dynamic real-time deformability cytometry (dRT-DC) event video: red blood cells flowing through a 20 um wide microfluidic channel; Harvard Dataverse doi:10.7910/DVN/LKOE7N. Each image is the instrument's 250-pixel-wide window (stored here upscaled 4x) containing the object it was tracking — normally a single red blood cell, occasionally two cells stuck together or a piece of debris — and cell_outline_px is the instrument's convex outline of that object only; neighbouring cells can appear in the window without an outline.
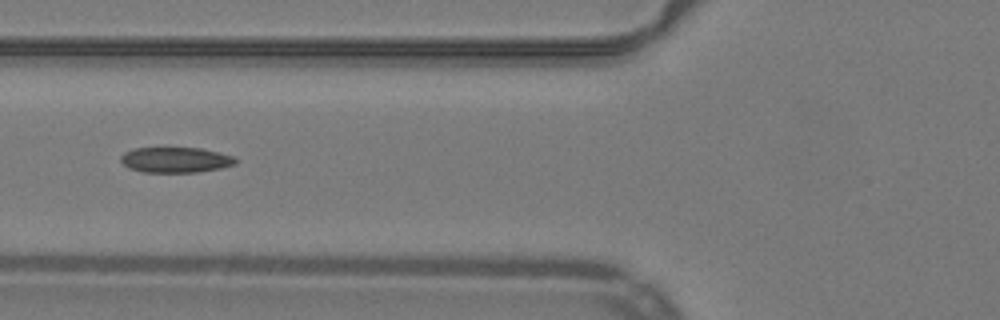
{"species": "common noctule bat (a hibernating species)", "species_latin": "Nyctalus noctula", "temperature_condition": "warm", "stored_images_in_passage": 52, "segment_of_instrument_passage": [2, 2], "camera_frame_rate_fps": 3000, "um_per_image_px": 0.085, "animal": {"sex": "male", "body_mass_g": 19.2, "forearm_length_mm": 51.8}, "frame": {"image": 1, "passage_image": 21, "time_ms": 6.667, "image_size_px": [1000, 320], "cell_outline_px": [[236, 164], [220, 168], [196, 172], [144, 172], [128, 168], [120, 160], [120, 156], [124, 152], [132, 148], [200, 148], [232, 156], [236, 160]], "centroid_in_image_um": [14.87, 13.59], "position_along_channel_um": 110.9, "area_um2": 16.88}}
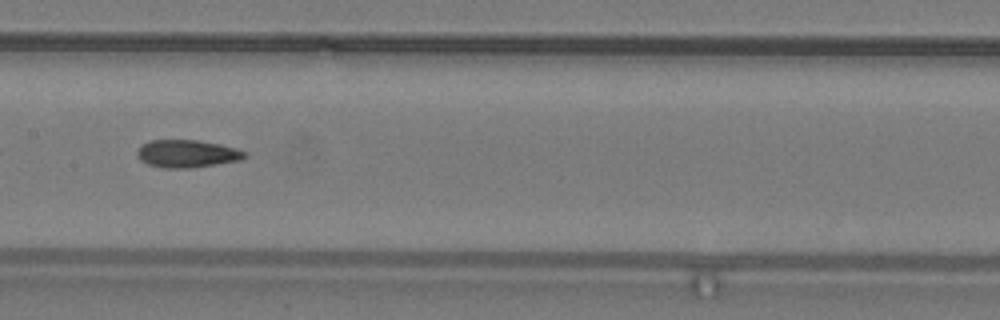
{"frame": {"image": 2, "passage_image": 27, "time_ms": 8.667, "image_size_px": [1000, 320], "cell_outline_px": [[248, 156], [240, 160], [192, 168], [164, 168], [148, 164], [140, 160], [136, 156], [136, 152], [140, 144], [148, 140], [196, 140], [220, 144], [236, 148], [248, 152]], "centroid_in_image_um": [15.88, 13.06], "position_along_channel_um": 191.5, "area_um2": 17.57}}
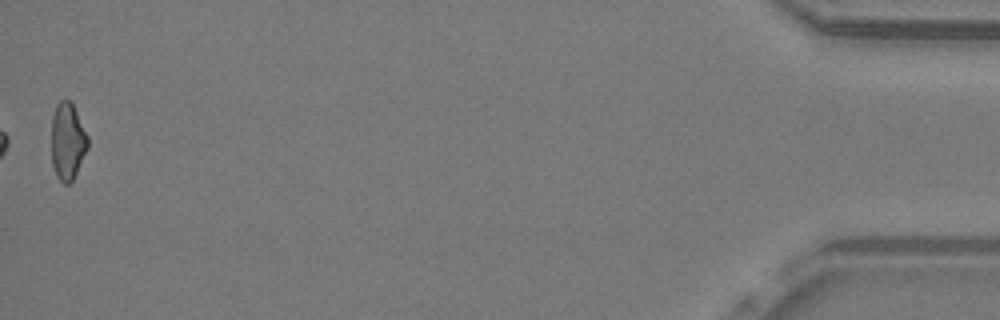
{"frame": {"image": 3, "passage_image": 52, "time_ms": 17.0, "image_size_px": [1000, 320], "cell_outline_px": [[88, 148], [72, 180], [68, 184], [64, 184], [56, 176], [52, 164], [52, 116], [56, 104], [60, 100], [68, 100], [72, 104], [88, 136]], "centroid_in_image_um": [5.73, 12.02], "position_along_channel_um": 429.5, "area_um2": 16.13}}